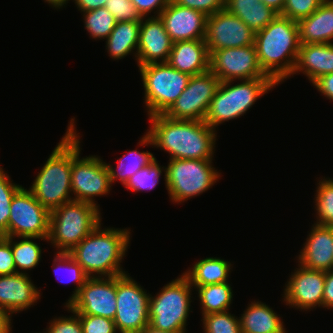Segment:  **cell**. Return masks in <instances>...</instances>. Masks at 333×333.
I'll use <instances>...</instances> for the list:
<instances>
[{"label":"cell","instance_id":"cell-49","mask_svg":"<svg viewBox=\"0 0 333 333\" xmlns=\"http://www.w3.org/2000/svg\"><path fill=\"white\" fill-rule=\"evenodd\" d=\"M266 6L272 8L279 15L282 14L283 8L285 6V0H260Z\"/></svg>","mask_w":333,"mask_h":333},{"label":"cell","instance_id":"cell-19","mask_svg":"<svg viewBox=\"0 0 333 333\" xmlns=\"http://www.w3.org/2000/svg\"><path fill=\"white\" fill-rule=\"evenodd\" d=\"M173 43L159 16H150L147 19L142 17L136 56L138 67L152 63H167Z\"/></svg>","mask_w":333,"mask_h":333},{"label":"cell","instance_id":"cell-33","mask_svg":"<svg viewBox=\"0 0 333 333\" xmlns=\"http://www.w3.org/2000/svg\"><path fill=\"white\" fill-rule=\"evenodd\" d=\"M82 13L85 29L92 39H106L115 28V18L105 7Z\"/></svg>","mask_w":333,"mask_h":333},{"label":"cell","instance_id":"cell-4","mask_svg":"<svg viewBox=\"0 0 333 333\" xmlns=\"http://www.w3.org/2000/svg\"><path fill=\"white\" fill-rule=\"evenodd\" d=\"M72 119L67 132L54 148L28 189L49 211L73 201L71 188Z\"/></svg>","mask_w":333,"mask_h":333},{"label":"cell","instance_id":"cell-35","mask_svg":"<svg viewBox=\"0 0 333 333\" xmlns=\"http://www.w3.org/2000/svg\"><path fill=\"white\" fill-rule=\"evenodd\" d=\"M22 185L12 183L10 177L0 165V236L7 237L11 201Z\"/></svg>","mask_w":333,"mask_h":333},{"label":"cell","instance_id":"cell-16","mask_svg":"<svg viewBox=\"0 0 333 333\" xmlns=\"http://www.w3.org/2000/svg\"><path fill=\"white\" fill-rule=\"evenodd\" d=\"M68 306L79 315H96L114 320L116 276L89 277Z\"/></svg>","mask_w":333,"mask_h":333},{"label":"cell","instance_id":"cell-50","mask_svg":"<svg viewBox=\"0 0 333 333\" xmlns=\"http://www.w3.org/2000/svg\"><path fill=\"white\" fill-rule=\"evenodd\" d=\"M68 1L70 0H45L44 2H47L48 4H50V6H53L56 9H60L65 6Z\"/></svg>","mask_w":333,"mask_h":333},{"label":"cell","instance_id":"cell-30","mask_svg":"<svg viewBox=\"0 0 333 333\" xmlns=\"http://www.w3.org/2000/svg\"><path fill=\"white\" fill-rule=\"evenodd\" d=\"M155 159L156 158L154 157L153 153L147 151L140 152L136 149L130 150L128 153H125V155L121 156V158H118L116 170L112 165L106 163L109 171L111 185L117 179H119L120 182L125 185L132 175L137 173L138 170L149 166Z\"/></svg>","mask_w":333,"mask_h":333},{"label":"cell","instance_id":"cell-34","mask_svg":"<svg viewBox=\"0 0 333 333\" xmlns=\"http://www.w3.org/2000/svg\"><path fill=\"white\" fill-rule=\"evenodd\" d=\"M316 189L314 201L317 220L314 224L333 226V179L324 177Z\"/></svg>","mask_w":333,"mask_h":333},{"label":"cell","instance_id":"cell-17","mask_svg":"<svg viewBox=\"0 0 333 333\" xmlns=\"http://www.w3.org/2000/svg\"><path fill=\"white\" fill-rule=\"evenodd\" d=\"M298 267L285 284L283 301L301 311L322 307L325 271L310 270L300 264Z\"/></svg>","mask_w":333,"mask_h":333},{"label":"cell","instance_id":"cell-43","mask_svg":"<svg viewBox=\"0 0 333 333\" xmlns=\"http://www.w3.org/2000/svg\"><path fill=\"white\" fill-rule=\"evenodd\" d=\"M16 273L10 237L0 236V275Z\"/></svg>","mask_w":333,"mask_h":333},{"label":"cell","instance_id":"cell-28","mask_svg":"<svg viewBox=\"0 0 333 333\" xmlns=\"http://www.w3.org/2000/svg\"><path fill=\"white\" fill-rule=\"evenodd\" d=\"M231 263L217 257H207L196 262L183 274L193 287L219 284L228 281Z\"/></svg>","mask_w":333,"mask_h":333},{"label":"cell","instance_id":"cell-37","mask_svg":"<svg viewBox=\"0 0 333 333\" xmlns=\"http://www.w3.org/2000/svg\"><path fill=\"white\" fill-rule=\"evenodd\" d=\"M202 318L205 333H241L239 318L229 310L203 315Z\"/></svg>","mask_w":333,"mask_h":333},{"label":"cell","instance_id":"cell-7","mask_svg":"<svg viewBox=\"0 0 333 333\" xmlns=\"http://www.w3.org/2000/svg\"><path fill=\"white\" fill-rule=\"evenodd\" d=\"M193 286L182 274L149 298V326L168 333L186 332Z\"/></svg>","mask_w":333,"mask_h":333},{"label":"cell","instance_id":"cell-22","mask_svg":"<svg viewBox=\"0 0 333 333\" xmlns=\"http://www.w3.org/2000/svg\"><path fill=\"white\" fill-rule=\"evenodd\" d=\"M210 54L204 40H184L173 43L167 63L190 76L209 71Z\"/></svg>","mask_w":333,"mask_h":333},{"label":"cell","instance_id":"cell-32","mask_svg":"<svg viewBox=\"0 0 333 333\" xmlns=\"http://www.w3.org/2000/svg\"><path fill=\"white\" fill-rule=\"evenodd\" d=\"M55 257L53 260V271L55 273V276L57 277V280L61 283H69V282H75L76 288L73 291L72 296L68 299L66 305H68L79 293L81 287L85 284L86 280L89 278L87 274L82 269L81 265L76 262L73 257L66 252H56ZM62 269L63 273L66 272L68 275L67 281L62 280L58 277V271H61ZM66 275V276H67ZM65 276V274H64ZM65 276V278H66Z\"/></svg>","mask_w":333,"mask_h":333},{"label":"cell","instance_id":"cell-1","mask_svg":"<svg viewBox=\"0 0 333 333\" xmlns=\"http://www.w3.org/2000/svg\"><path fill=\"white\" fill-rule=\"evenodd\" d=\"M151 126L140 139L170 154V159H213L216 131L204 121L171 119L164 114L148 117Z\"/></svg>","mask_w":333,"mask_h":333},{"label":"cell","instance_id":"cell-40","mask_svg":"<svg viewBox=\"0 0 333 333\" xmlns=\"http://www.w3.org/2000/svg\"><path fill=\"white\" fill-rule=\"evenodd\" d=\"M104 7L114 16L116 22L142 19L130 0H107Z\"/></svg>","mask_w":333,"mask_h":333},{"label":"cell","instance_id":"cell-15","mask_svg":"<svg viewBox=\"0 0 333 333\" xmlns=\"http://www.w3.org/2000/svg\"><path fill=\"white\" fill-rule=\"evenodd\" d=\"M254 40L250 27L226 9L207 17L204 41L209 54L218 49L254 45Z\"/></svg>","mask_w":333,"mask_h":333},{"label":"cell","instance_id":"cell-27","mask_svg":"<svg viewBox=\"0 0 333 333\" xmlns=\"http://www.w3.org/2000/svg\"><path fill=\"white\" fill-rule=\"evenodd\" d=\"M141 20L116 22L115 28L106 38V49L109 56L114 59H122L135 50L137 56L139 43V29Z\"/></svg>","mask_w":333,"mask_h":333},{"label":"cell","instance_id":"cell-47","mask_svg":"<svg viewBox=\"0 0 333 333\" xmlns=\"http://www.w3.org/2000/svg\"><path fill=\"white\" fill-rule=\"evenodd\" d=\"M78 10L81 12H87L104 7L107 0H73Z\"/></svg>","mask_w":333,"mask_h":333},{"label":"cell","instance_id":"cell-13","mask_svg":"<svg viewBox=\"0 0 333 333\" xmlns=\"http://www.w3.org/2000/svg\"><path fill=\"white\" fill-rule=\"evenodd\" d=\"M220 83L210 70L191 76L187 87L164 115L171 119L204 121Z\"/></svg>","mask_w":333,"mask_h":333},{"label":"cell","instance_id":"cell-36","mask_svg":"<svg viewBox=\"0 0 333 333\" xmlns=\"http://www.w3.org/2000/svg\"><path fill=\"white\" fill-rule=\"evenodd\" d=\"M166 172L165 167H161L155 159L149 166H146L132 175L124 185L127 190L133 192L150 191L159 183L162 172Z\"/></svg>","mask_w":333,"mask_h":333},{"label":"cell","instance_id":"cell-2","mask_svg":"<svg viewBox=\"0 0 333 333\" xmlns=\"http://www.w3.org/2000/svg\"><path fill=\"white\" fill-rule=\"evenodd\" d=\"M254 45L262 70L277 84L292 75L300 48L297 21L278 15L255 33Z\"/></svg>","mask_w":333,"mask_h":333},{"label":"cell","instance_id":"cell-12","mask_svg":"<svg viewBox=\"0 0 333 333\" xmlns=\"http://www.w3.org/2000/svg\"><path fill=\"white\" fill-rule=\"evenodd\" d=\"M7 237L48 238L50 211L22 187L11 201Z\"/></svg>","mask_w":333,"mask_h":333},{"label":"cell","instance_id":"cell-3","mask_svg":"<svg viewBox=\"0 0 333 333\" xmlns=\"http://www.w3.org/2000/svg\"><path fill=\"white\" fill-rule=\"evenodd\" d=\"M130 233L126 228L102 229L100 223L69 254L81 265L88 277H113L125 274L120 263L126 256Z\"/></svg>","mask_w":333,"mask_h":333},{"label":"cell","instance_id":"cell-31","mask_svg":"<svg viewBox=\"0 0 333 333\" xmlns=\"http://www.w3.org/2000/svg\"><path fill=\"white\" fill-rule=\"evenodd\" d=\"M17 238L18 239L21 238V240L13 241V237H10V244L13 252V259L16 267V273L26 274L25 272L26 270L34 269V267H36L41 260L42 249L41 246L35 242V239L48 240V238H39V237H17ZM20 269L25 271L24 272L20 271Z\"/></svg>","mask_w":333,"mask_h":333},{"label":"cell","instance_id":"cell-41","mask_svg":"<svg viewBox=\"0 0 333 333\" xmlns=\"http://www.w3.org/2000/svg\"><path fill=\"white\" fill-rule=\"evenodd\" d=\"M83 333H118L114 320L96 316L80 315Z\"/></svg>","mask_w":333,"mask_h":333},{"label":"cell","instance_id":"cell-23","mask_svg":"<svg viewBox=\"0 0 333 333\" xmlns=\"http://www.w3.org/2000/svg\"><path fill=\"white\" fill-rule=\"evenodd\" d=\"M302 72L313 84L319 77L333 73V43L300 44L292 75Z\"/></svg>","mask_w":333,"mask_h":333},{"label":"cell","instance_id":"cell-25","mask_svg":"<svg viewBox=\"0 0 333 333\" xmlns=\"http://www.w3.org/2000/svg\"><path fill=\"white\" fill-rule=\"evenodd\" d=\"M239 317L241 333H283L284 322L269 305L253 301Z\"/></svg>","mask_w":333,"mask_h":333},{"label":"cell","instance_id":"cell-8","mask_svg":"<svg viewBox=\"0 0 333 333\" xmlns=\"http://www.w3.org/2000/svg\"><path fill=\"white\" fill-rule=\"evenodd\" d=\"M213 159H169L165 167V186L170 199L181 203L209 190L220 179Z\"/></svg>","mask_w":333,"mask_h":333},{"label":"cell","instance_id":"cell-29","mask_svg":"<svg viewBox=\"0 0 333 333\" xmlns=\"http://www.w3.org/2000/svg\"><path fill=\"white\" fill-rule=\"evenodd\" d=\"M230 285L227 281L194 287L198 292L202 316L229 310L233 300V291Z\"/></svg>","mask_w":333,"mask_h":333},{"label":"cell","instance_id":"cell-10","mask_svg":"<svg viewBox=\"0 0 333 333\" xmlns=\"http://www.w3.org/2000/svg\"><path fill=\"white\" fill-rule=\"evenodd\" d=\"M148 116L164 114L187 87L190 75L168 63L139 66Z\"/></svg>","mask_w":333,"mask_h":333},{"label":"cell","instance_id":"cell-11","mask_svg":"<svg viewBox=\"0 0 333 333\" xmlns=\"http://www.w3.org/2000/svg\"><path fill=\"white\" fill-rule=\"evenodd\" d=\"M150 294L127 273L116 276L115 326L119 333H140L149 325Z\"/></svg>","mask_w":333,"mask_h":333},{"label":"cell","instance_id":"cell-44","mask_svg":"<svg viewBox=\"0 0 333 333\" xmlns=\"http://www.w3.org/2000/svg\"><path fill=\"white\" fill-rule=\"evenodd\" d=\"M130 1L136 7V10L138 11L141 17H149L152 11H154L155 14L154 17H158L161 11L170 2V0H130Z\"/></svg>","mask_w":333,"mask_h":333},{"label":"cell","instance_id":"cell-45","mask_svg":"<svg viewBox=\"0 0 333 333\" xmlns=\"http://www.w3.org/2000/svg\"><path fill=\"white\" fill-rule=\"evenodd\" d=\"M313 86L326 98L333 101V73L319 77Z\"/></svg>","mask_w":333,"mask_h":333},{"label":"cell","instance_id":"cell-6","mask_svg":"<svg viewBox=\"0 0 333 333\" xmlns=\"http://www.w3.org/2000/svg\"><path fill=\"white\" fill-rule=\"evenodd\" d=\"M99 206L71 201L50 211L49 236L56 252L69 253L100 223ZM59 250V251H58Z\"/></svg>","mask_w":333,"mask_h":333},{"label":"cell","instance_id":"cell-18","mask_svg":"<svg viewBox=\"0 0 333 333\" xmlns=\"http://www.w3.org/2000/svg\"><path fill=\"white\" fill-rule=\"evenodd\" d=\"M159 17L173 42L205 38L208 16L200 11L180 6L170 0Z\"/></svg>","mask_w":333,"mask_h":333},{"label":"cell","instance_id":"cell-38","mask_svg":"<svg viewBox=\"0 0 333 333\" xmlns=\"http://www.w3.org/2000/svg\"><path fill=\"white\" fill-rule=\"evenodd\" d=\"M324 0H285L281 16L299 21L310 16Z\"/></svg>","mask_w":333,"mask_h":333},{"label":"cell","instance_id":"cell-46","mask_svg":"<svg viewBox=\"0 0 333 333\" xmlns=\"http://www.w3.org/2000/svg\"><path fill=\"white\" fill-rule=\"evenodd\" d=\"M322 307L328 310L333 309V270L325 272V284L322 300Z\"/></svg>","mask_w":333,"mask_h":333},{"label":"cell","instance_id":"cell-51","mask_svg":"<svg viewBox=\"0 0 333 333\" xmlns=\"http://www.w3.org/2000/svg\"><path fill=\"white\" fill-rule=\"evenodd\" d=\"M140 333H168V332L157 330L147 325Z\"/></svg>","mask_w":333,"mask_h":333},{"label":"cell","instance_id":"cell-14","mask_svg":"<svg viewBox=\"0 0 333 333\" xmlns=\"http://www.w3.org/2000/svg\"><path fill=\"white\" fill-rule=\"evenodd\" d=\"M209 70L221 82L271 78L260 67L255 45L224 48L211 52Z\"/></svg>","mask_w":333,"mask_h":333},{"label":"cell","instance_id":"cell-21","mask_svg":"<svg viewBox=\"0 0 333 333\" xmlns=\"http://www.w3.org/2000/svg\"><path fill=\"white\" fill-rule=\"evenodd\" d=\"M40 291L26 273L0 275V309L11 315L29 309L40 299Z\"/></svg>","mask_w":333,"mask_h":333},{"label":"cell","instance_id":"cell-5","mask_svg":"<svg viewBox=\"0 0 333 333\" xmlns=\"http://www.w3.org/2000/svg\"><path fill=\"white\" fill-rule=\"evenodd\" d=\"M232 82H221L210 102L204 122L213 130L219 124L244 115L260 97L278 86L272 78L240 80L235 85Z\"/></svg>","mask_w":333,"mask_h":333},{"label":"cell","instance_id":"cell-42","mask_svg":"<svg viewBox=\"0 0 333 333\" xmlns=\"http://www.w3.org/2000/svg\"><path fill=\"white\" fill-rule=\"evenodd\" d=\"M174 3L188 7L210 16L225 9V0H172Z\"/></svg>","mask_w":333,"mask_h":333},{"label":"cell","instance_id":"cell-24","mask_svg":"<svg viewBox=\"0 0 333 333\" xmlns=\"http://www.w3.org/2000/svg\"><path fill=\"white\" fill-rule=\"evenodd\" d=\"M300 44L332 43L333 0H324L310 16L297 21Z\"/></svg>","mask_w":333,"mask_h":333},{"label":"cell","instance_id":"cell-26","mask_svg":"<svg viewBox=\"0 0 333 333\" xmlns=\"http://www.w3.org/2000/svg\"><path fill=\"white\" fill-rule=\"evenodd\" d=\"M225 9L240 18L254 33L279 15L260 0H225Z\"/></svg>","mask_w":333,"mask_h":333},{"label":"cell","instance_id":"cell-48","mask_svg":"<svg viewBox=\"0 0 333 333\" xmlns=\"http://www.w3.org/2000/svg\"><path fill=\"white\" fill-rule=\"evenodd\" d=\"M12 315L0 309V333H12Z\"/></svg>","mask_w":333,"mask_h":333},{"label":"cell","instance_id":"cell-20","mask_svg":"<svg viewBox=\"0 0 333 333\" xmlns=\"http://www.w3.org/2000/svg\"><path fill=\"white\" fill-rule=\"evenodd\" d=\"M297 260L310 270H333V226L313 224Z\"/></svg>","mask_w":333,"mask_h":333},{"label":"cell","instance_id":"cell-39","mask_svg":"<svg viewBox=\"0 0 333 333\" xmlns=\"http://www.w3.org/2000/svg\"><path fill=\"white\" fill-rule=\"evenodd\" d=\"M65 308L73 313L72 316L53 318L49 322L46 333H83L80 315L65 304Z\"/></svg>","mask_w":333,"mask_h":333},{"label":"cell","instance_id":"cell-9","mask_svg":"<svg viewBox=\"0 0 333 333\" xmlns=\"http://www.w3.org/2000/svg\"><path fill=\"white\" fill-rule=\"evenodd\" d=\"M75 118H72V167L71 188L73 201L95 203L94 196H103L112 187L106 162L99 156L91 155L80 159V136L75 130Z\"/></svg>","mask_w":333,"mask_h":333}]
</instances>
